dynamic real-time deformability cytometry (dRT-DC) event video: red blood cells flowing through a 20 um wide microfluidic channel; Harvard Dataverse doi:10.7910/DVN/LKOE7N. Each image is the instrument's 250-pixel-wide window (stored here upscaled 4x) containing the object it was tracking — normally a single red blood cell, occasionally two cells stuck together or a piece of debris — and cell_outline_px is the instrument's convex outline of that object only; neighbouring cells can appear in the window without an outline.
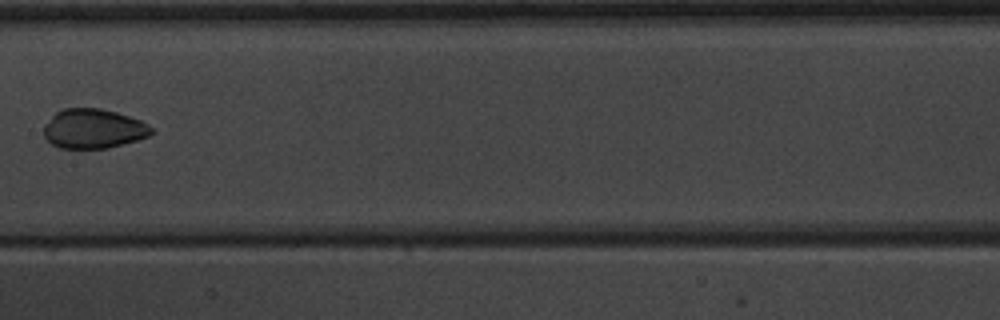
{"species": "common noctule bat (a hibernating species)", "species_latin": "Nyctalus noctula", "temperature_condition": "warm", "stored_images_in_passage": 5, "camera_frame_rate_fps": 3000, "um_per_image_px": 0.085, "animal": {"sex": "male", "body_mass_g": 20.1, "forearm_length_mm": 53.5}, "frame": {"image": 1, "passage_image": 5, "time_ms": 4.667, "image_size_px": [1000, 320], "cell_outline_px": [[152, 132], [148, 136], [136, 140], [108, 148], [60, 148], [52, 144], [44, 136], [44, 124], [56, 112], [64, 108], [100, 108], [116, 112], [140, 120], [148, 124], [152, 128]], "centroid_in_image_um": [7.92, 10.93], "position_along_channel_um": 199.5, "area_um2": 24.62}}